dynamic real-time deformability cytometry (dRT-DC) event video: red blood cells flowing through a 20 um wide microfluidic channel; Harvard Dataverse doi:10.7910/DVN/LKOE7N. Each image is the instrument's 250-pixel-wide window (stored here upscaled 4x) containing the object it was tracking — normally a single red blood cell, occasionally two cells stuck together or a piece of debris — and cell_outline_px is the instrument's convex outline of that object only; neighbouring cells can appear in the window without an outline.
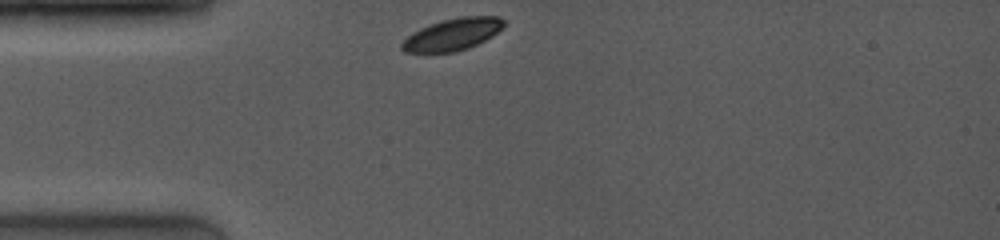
{"species": "common noctule bat (a hibernating species)", "species_latin": "Nyctalus noctula", "temperature_condition": "room temperature", "stored_images_in_passage": 28, "camera_frame_rate_fps": 4000, "um_per_image_px": 0.085, "animal": {"sex": "female", "body_mass_g": 19.0, "forearm_length_mm": 53.3}, "frame": {"image": 1, "passage_image": 1, "time_ms": 0.0, "image_size_px": [1000, 240], "cell_outline_px": [[504, 24], [492, 36], [468, 48], [456, 52], [404, 52], [400, 48], [400, 44], [412, 32], [420, 28], [440, 20], [460, 16], [500, 16], [504, 20]], "centroid_in_image_um": [38.44, 2.91], "position_along_channel_um": 46.6, "area_um2": 18.96}}
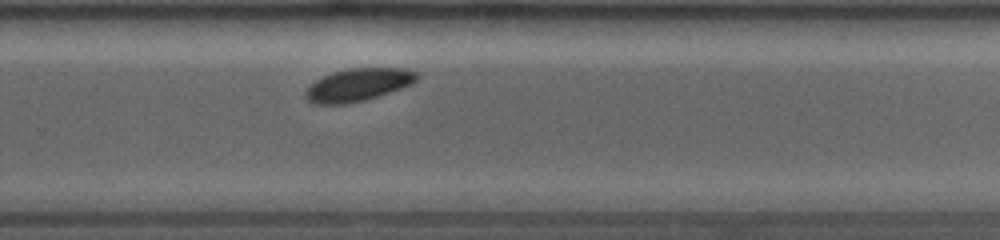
{"frame": {"image": 2, "passage_image": 20, "time_ms": 6.75, "image_size_px": [1000, 240], "cell_outline_px": [[420, 76], [412, 84], [364, 100], [348, 104], [316, 104], [308, 100], [304, 96], [304, 92], [316, 80], [332, 72], [352, 68], [404, 68], [420, 72]], "centroid_in_image_um": [30.46, 7.2], "position_along_channel_um": 299.3, "area_um2": 21.1}}
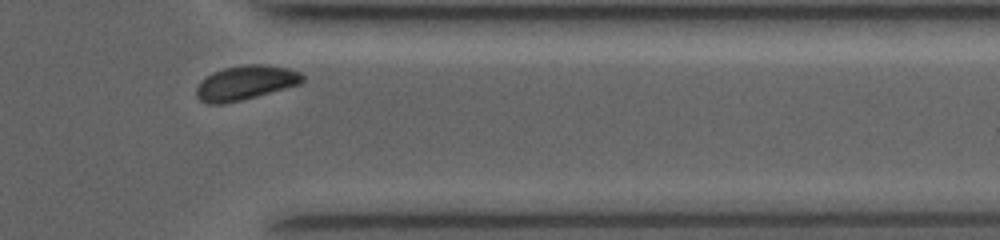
{"frame": {"image": 3, "passage_image": 26, "time_ms": 9.0, "image_size_px": [1000, 240], "cell_outline_px": [[304, 80], [300, 84], [256, 96], [224, 104], [208, 104], [200, 100], [196, 96], [196, 88], [200, 80], [212, 72], [224, 68], [248, 64], [260, 64], [288, 68], [300, 72], [304, 76]], "centroid_in_image_um": [20.84, 7.03], "position_along_channel_um": 390.6, "area_um2": 21.21}, "authors_computed_cell_mechanics": {"area_um2": 21.2415, "velocity_mm_per_s": 3.9897, "shape_relaxation_time_tau1_ms": 0.584, "shape_relaxation_time_tau2_ms": 2.6054, "deformation_change_tau1": 0.0519, "deformation_change_tau2": 0.033}}